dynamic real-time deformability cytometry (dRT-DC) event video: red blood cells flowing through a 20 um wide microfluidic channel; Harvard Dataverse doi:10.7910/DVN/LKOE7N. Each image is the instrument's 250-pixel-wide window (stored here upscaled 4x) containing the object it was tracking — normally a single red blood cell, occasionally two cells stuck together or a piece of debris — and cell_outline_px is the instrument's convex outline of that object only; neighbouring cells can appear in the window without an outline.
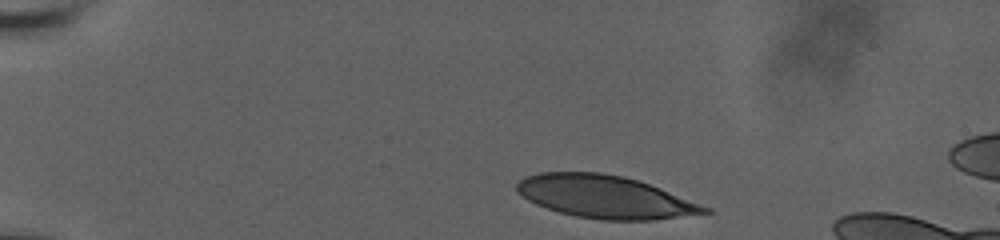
{"species": "human", "species_latin": "Homo sapiens", "temperature_condition": "room temperature", "stored_images_in_passage": 9, "camera_frame_rate_fps": 3000, "um_per_image_px": 0.085, "donor": {"sex": "male"}, "frame": {"image": 1, "passage_image": 1, "time_ms": 0.0, "image_size_px": [1000, 240], "cell_outline_px": [[716, 212], [652, 220], [600, 220], [576, 216], [560, 212], [536, 204], [528, 200], [516, 192], [516, 184], [524, 176], [540, 172], [600, 172], [624, 176], [648, 184], [712, 208]], "centroid_in_image_um": [51.42, 16.73], "position_along_channel_um": 33.6, "area_um2": 46.64}}
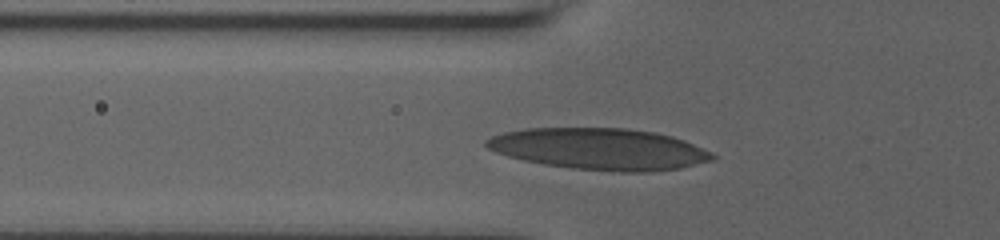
{"frame": {"image": 2, "passage_image": 9, "time_ms": 3.333, "image_size_px": [1000, 240], "cell_outline_px": [[716, 160], [680, 168], [648, 172], [620, 172], [572, 168], [544, 164], [524, 160], [508, 156], [496, 152], [488, 148], [484, 144], [484, 140], [492, 136], [504, 132], [528, 128], [628, 128], [656, 132], [672, 136], [684, 140], [712, 152], [716, 156]], "centroid_in_image_um": [51.0, 12.66], "position_along_channel_um": 74.8, "area_um2": 54.85}}